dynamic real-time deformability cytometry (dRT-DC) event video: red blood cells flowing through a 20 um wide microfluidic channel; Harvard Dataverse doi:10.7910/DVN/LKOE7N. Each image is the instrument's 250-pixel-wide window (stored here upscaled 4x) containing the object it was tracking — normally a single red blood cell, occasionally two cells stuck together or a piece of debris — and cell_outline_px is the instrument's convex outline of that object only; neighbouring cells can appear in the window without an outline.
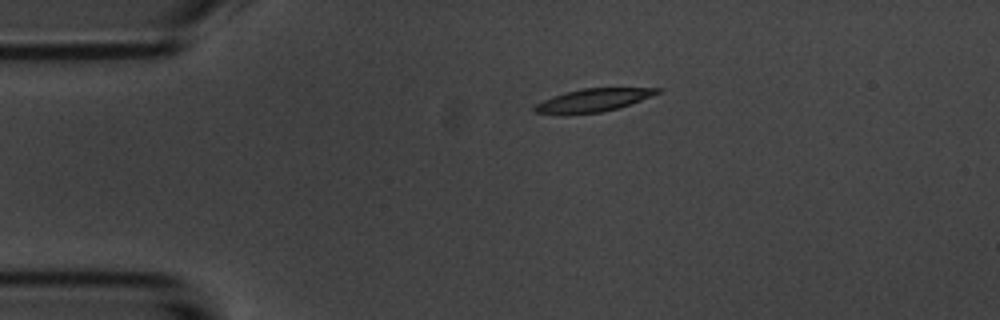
{"species": "common noctule bat (a hibernating species)", "species_latin": "Nyctalus noctula", "temperature_condition": "room temperature", "stored_images_in_passage": 2, "camera_frame_rate_fps": 3000, "um_per_image_px": 0.085, "animal": {"sex": "male", "body_mass_g": 20.1, "forearm_length_mm": 53.5}, "frame": {"image": 1, "passage_image": 1, "time_ms": 0.0, "image_size_px": [1000, 320], "cell_outline_px": [[660, 92], [652, 96], [616, 108], [600, 112], [568, 116], [560, 116], [532, 112], [532, 108], [536, 104], [552, 96], [564, 92], [584, 88], [660, 88]], "centroid_in_image_um": [50.28, 8.55], "position_along_channel_um": 34.7, "area_um2": 16.7}}